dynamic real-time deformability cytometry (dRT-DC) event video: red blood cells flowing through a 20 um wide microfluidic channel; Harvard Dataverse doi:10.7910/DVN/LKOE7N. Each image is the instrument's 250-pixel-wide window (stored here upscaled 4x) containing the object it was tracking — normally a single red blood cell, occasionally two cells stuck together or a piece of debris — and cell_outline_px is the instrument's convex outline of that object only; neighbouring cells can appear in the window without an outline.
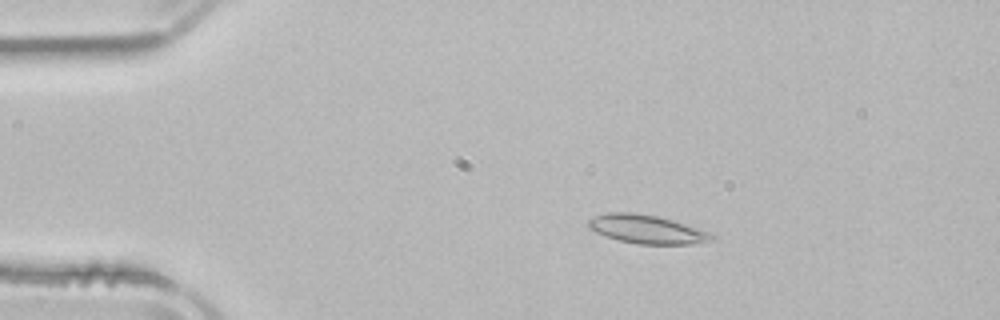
{"species": "common noctule bat (a hibernating species)", "species_latin": "Nyctalus noctula", "temperature_condition": "room temperature", "stored_images_in_passage": 50, "camera_frame_rate_fps": 3000, "um_per_image_px": 0.085, "animal": {"sex": "male", "body_mass_g": 21.5, "forearm_length_mm": 52.0}, "frame": {"image": 1, "passage_image": 7, "time_ms": 2.0, "image_size_px": [1000, 320], "cell_outline_px": [[716, 240], [692, 244], [636, 244], [620, 240], [596, 232], [588, 228], [588, 220], [596, 216], [608, 212], [632, 212], [656, 216], [672, 220], [708, 232], [716, 236]], "centroid_in_image_um": [54.99, 19.49], "position_along_channel_um": 30.0, "area_um2": 20.35}}
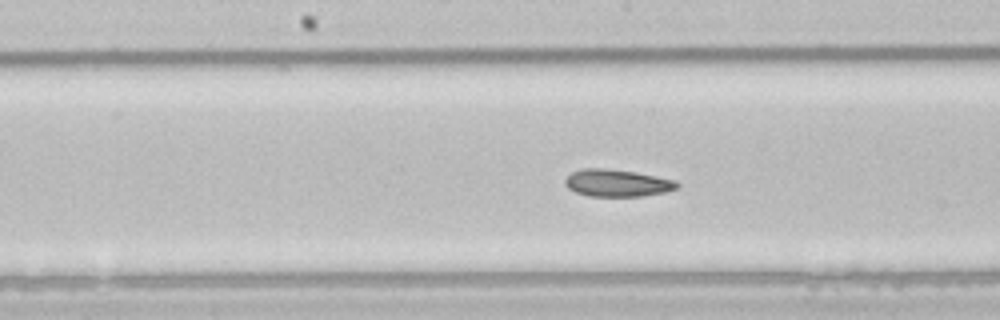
{"frame": {"image": 2, "passage_image": 24, "time_ms": 7.667, "image_size_px": [1000, 320], "cell_outline_px": [[680, 184], [676, 188], [664, 192], [640, 196], [588, 196], [576, 192], [568, 188], [564, 184], [564, 180], [572, 172], [584, 168], [604, 168], [636, 172], [676, 180]], "centroid_in_image_um": [52.44, 15.55], "position_along_channel_um": 195.8, "area_um2": 17.69}}
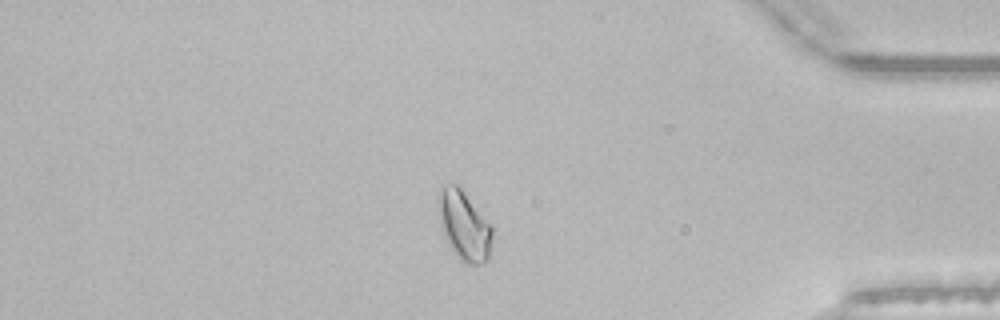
{"frame": {"image": 3, "passage_image": 42, "time_ms": 13.667, "image_size_px": [1000, 320], "cell_outline_px": [[492, 236], [488, 260], [484, 264], [468, 264], [460, 260], [448, 244], [444, 232], [440, 212], [440, 192], [444, 188], [452, 184], [456, 184], [464, 192], [492, 224]], "centroid_in_image_um": [39.53, 19.24], "position_along_channel_um": 395.7, "area_um2": 21.04}, "authors_computed_cell_mechanics": {"area_um2": 19.7676, "velocity_mm_per_s": 3.8722, "shape_relaxation_time_tau1_ms": null, "shape_relaxation_time_tau2_ms": 4.165, "deformation_change_tau1": null, "deformation_change_tau2": 0.0858}}